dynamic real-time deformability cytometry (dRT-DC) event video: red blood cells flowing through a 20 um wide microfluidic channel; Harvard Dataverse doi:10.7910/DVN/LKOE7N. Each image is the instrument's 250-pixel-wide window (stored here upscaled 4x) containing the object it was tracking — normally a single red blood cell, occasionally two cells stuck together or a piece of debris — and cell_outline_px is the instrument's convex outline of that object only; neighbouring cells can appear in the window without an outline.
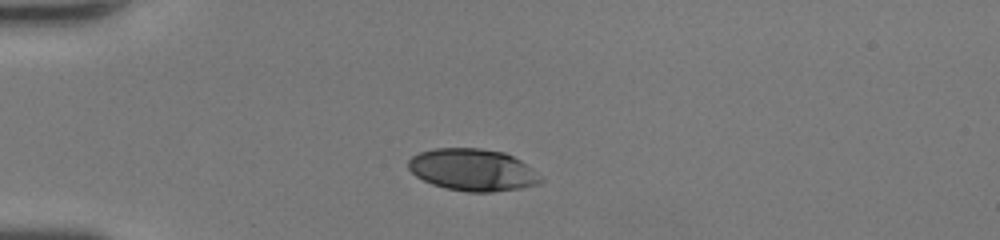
{"species": "human", "species_latin": "Homo sapiens", "temperature_condition": "room temperature", "stored_images_in_passage": 36, "camera_frame_rate_fps": 3000, "um_per_image_px": 0.085, "donor": {"sex": "female"}, "frame": {"image": 1, "passage_image": 1, "time_ms": 0.0, "image_size_px": [1000, 240], "cell_outline_px": [[544, 180], [540, 184], [520, 188], [492, 192], [468, 192], [448, 188], [432, 184], [416, 176], [408, 168], [408, 160], [412, 156], [420, 152], [432, 148], [480, 148], [504, 152], [520, 160]], "centroid_in_image_um": [40.16, 14.43], "position_along_channel_um": 44.8, "area_um2": 32.25}}
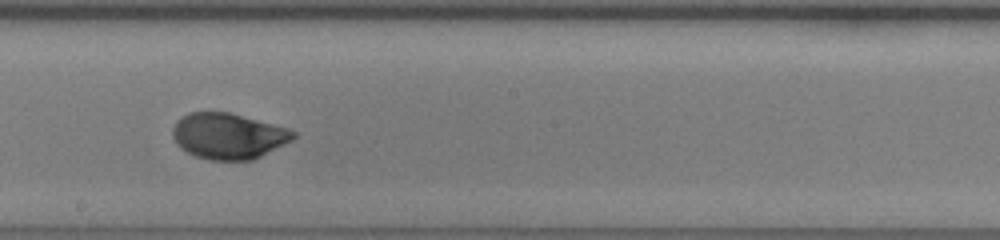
{"frame": {"image": 2, "passage_image": 16, "time_ms": 5.0, "image_size_px": [1000, 240], "cell_outline_px": [[296, 136], [292, 140], [252, 160], [208, 160], [196, 156], [180, 148], [176, 144], [172, 136], [172, 128], [176, 120], [188, 112], [228, 112], [288, 128], [296, 132]], "centroid_in_image_um": [19.36, 11.56], "position_along_channel_um": 228.8, "area_um2": 32.19}}
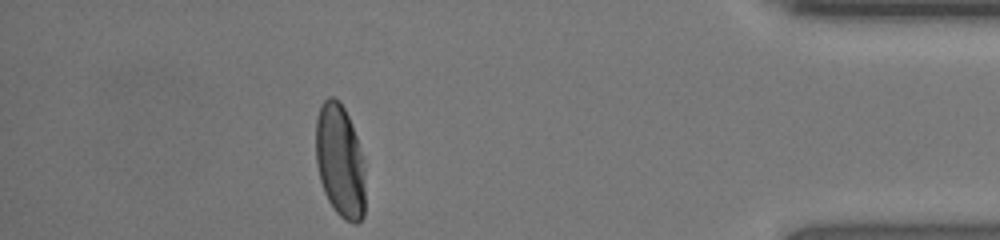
{"frame": {"image": 3, "passage_image": 31, "time_ms": 10.0, "image_size_px": [1000, 240], "cell_outline_px": [[364, 216], [356, 224], [352, 224], [344, 220], [336, 212], [328, 200], [324, 192], [320, 180], [316, 164], [316, 116], [320, 104], [328, 96], [332, 96], [344, 108], [352, 124], [356, 136], [360, 156], [364, 184]], "centroid_in_image_um": [28.86, 13.7], "position_along_channel_um": 406.3, "area_um2": 32.25}, "authors_computed_cell_mechanics": {"area_um2": 32.8304, "velocity_mm_per_s": 4.3584, "shape_relaxation_time_tau1_ms": 3.2294, "shape_relaxation_time_tau2_ms": null, "deformation_change_tau1": 0.1734, "deformation_change_tau2": null}}